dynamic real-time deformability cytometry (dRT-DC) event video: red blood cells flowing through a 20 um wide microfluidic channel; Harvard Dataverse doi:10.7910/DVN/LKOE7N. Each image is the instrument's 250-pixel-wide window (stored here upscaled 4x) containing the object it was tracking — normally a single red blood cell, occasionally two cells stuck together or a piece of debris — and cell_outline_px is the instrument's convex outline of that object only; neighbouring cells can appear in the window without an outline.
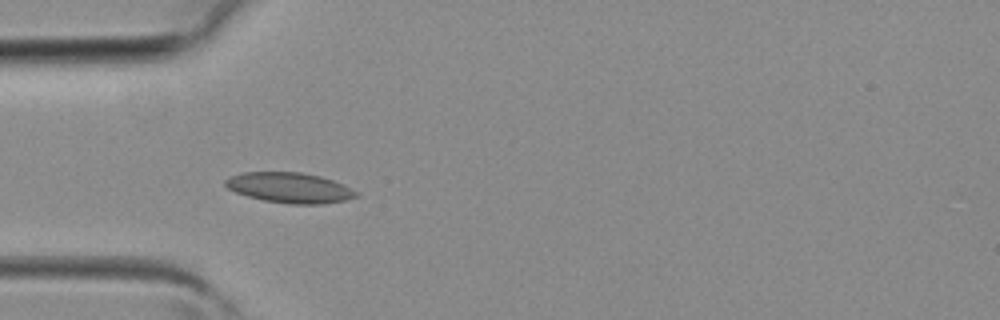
{"species": "common noctule bat (a hibernating species)", "species_latin": "Nyctalus noctula", "temperature_condition": "room temperature", "stored_images_in_passage": 3, "camera_frame_rate_fps": 3000, "um_per_image_px": 0.085, "animal": {"sex": "female", "body_mass_g": 19.3, "forearm_length_mm": 54.1}, "frame": {"image": 1, "passage_image": 3, "time_ms": 0.667, "image_size_px": [1000, 320], "cell_outline_px": [[360, 196], [344, 200], [324, 204], [288, 204], [264, 200], [248, 196], [236, 192], [228, 188], [224, 184], [224, 180], [232, 176], [244, 172], [300, 172], [320, 176], [344, 184], [360, 192]], "centroid_in_image_um": [24.67, 15.96], "position_along_channel_um": 60.3, "area_um2": 23.18}}